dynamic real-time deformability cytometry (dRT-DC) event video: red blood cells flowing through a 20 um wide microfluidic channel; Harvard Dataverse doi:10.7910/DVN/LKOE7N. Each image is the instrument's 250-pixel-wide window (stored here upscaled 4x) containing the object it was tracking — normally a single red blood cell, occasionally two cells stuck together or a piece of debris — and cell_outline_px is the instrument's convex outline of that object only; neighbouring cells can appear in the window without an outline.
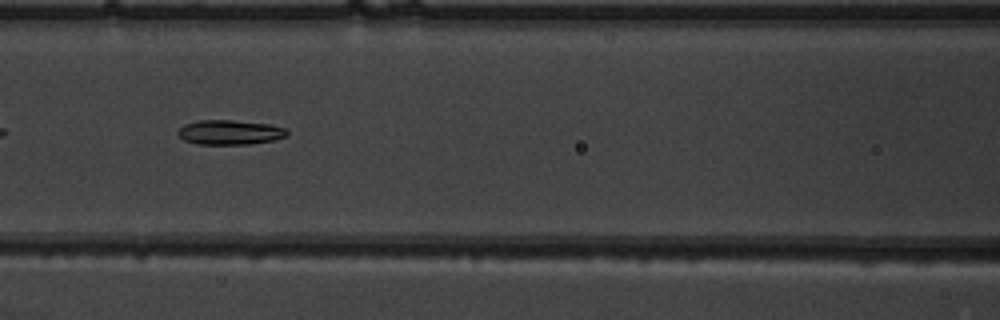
{"species": "common noctule bat (a hibernating species)", "species_latin": "Nyctalus noctula", "temperature_condition": "warm", "stored_images_in_passage": 36, "camera_frame_rate_fps": 3000, "um_per_image_px": 0.085, "animal": {"sex": "male", "body_mass_g": 19.5, "forearm_length_mm": 54.6}, "frame": {"image": 1, "passage_image": 8, "time_ms": 2.333, "image_size_px": [1000, 320], "cell_outline_px": [[288, 136], [272, 140], [248, 144], [196, 144], [184, 140], [176, 132], [184, 124], [196, 120], [232, 120], [268, 124], [284, 128], [288, 132]], "centroid_in_image_um": [19.5, 11.24], "position_along_channel_um": 147.1, "area_um2": 15.61}}
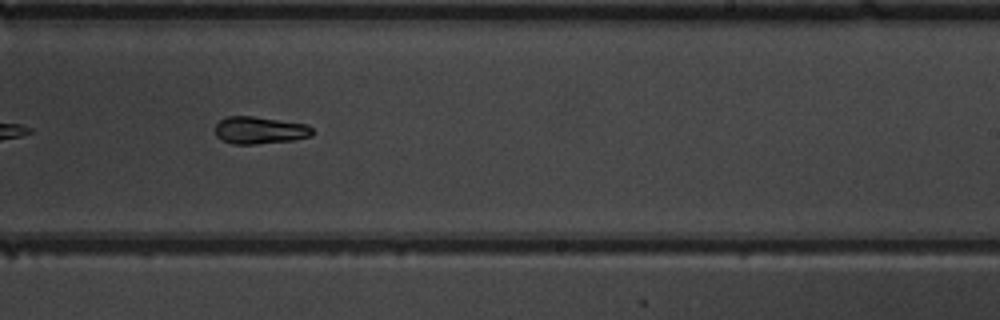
{"frame": {"image": 2, "passage_image": 17, "time_ms": 5.333, "image_size_px": [1000, 320], "cell_outline_px": [[312, 136], [292, 140], [256, 144], [232, 144], [216, 136], [216, 124], [220, 120], [228, 116], [252, 116], [308, 124], [312, 128]], "centroid_in_image_um": [22.09, 11.07], "position_along_channel_um": 266.9, "area_um2": 15.37}}
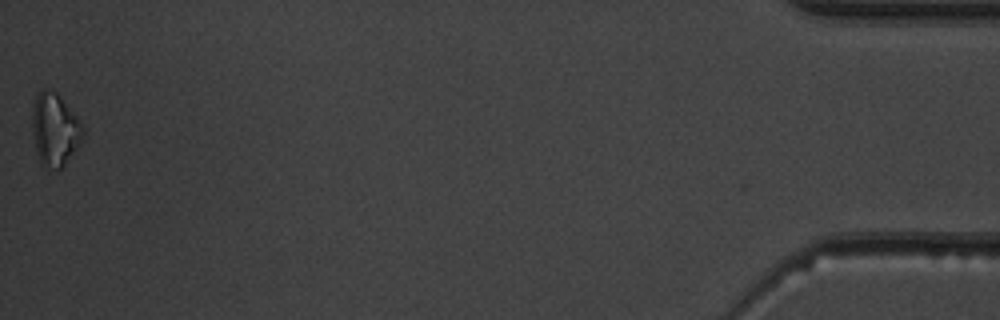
{"frame": {"image": 3, "passage_image": 36, "time_ms": 11.667, "image_size_px": [1000, 320], "cell_outline_px": [[84, 140], [64, 164], [60, 168], [44, 168], [40, 164], [36, 152], [32, 132], [32, 108], [36, 96], [40, 88], [48, 88], [56, 92], [60, 96], [84, 124]], "centroid_in_image_um": [4.67, 10.99], "position_along_channel_um": 430.5, "area_um2": 21.96}, "authors_computed_cell_mechanics": {"area_um2": 15.4615, "velocity_mm_per_s": 4.0064, "shape_relaxation_time_tau1_ms": 3.3031, "shape_relaxation_time_tau2_ms": 7.5666, "deformation_change_tau1": 0.1518, "deformation_change_tau2": 0.1836}}